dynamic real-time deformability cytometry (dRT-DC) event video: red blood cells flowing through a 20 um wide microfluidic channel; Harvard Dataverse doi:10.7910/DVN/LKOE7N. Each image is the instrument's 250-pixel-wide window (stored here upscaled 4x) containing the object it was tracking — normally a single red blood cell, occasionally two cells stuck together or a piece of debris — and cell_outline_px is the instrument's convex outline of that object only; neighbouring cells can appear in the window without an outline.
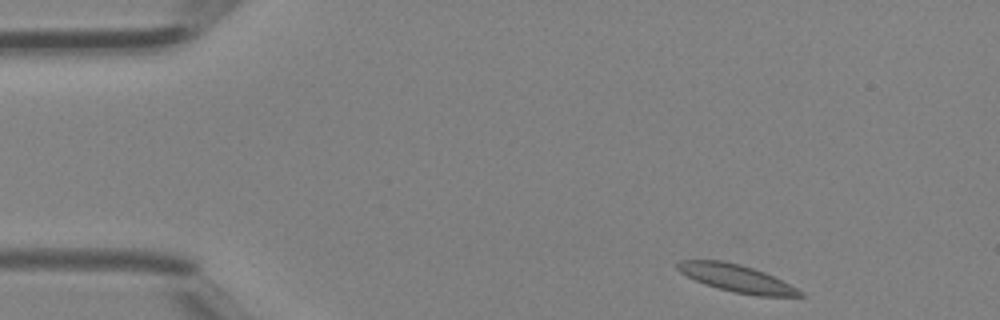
{"species": "Egyptian fruit bat (a non-hibernating species)", "species_latin": "Rousettus aegyptiacus", "temperature_condition": "room temperature", "stored_images_in_passage": 38, "camera_frame_rate_fps": 3000, "um_per_image_px": 0.085, "animal": {"sex": "female"}, "frame": {"image": 1, "passage_image": 1, "time_ms": 0.0, "image_size_px": [1000, 320], "cell_outline_px": [[804, 296], [756, 296], [736, 292], [704, 284], [680, 272], [676, 268], [676, 264], [680, 260], [724, 260], [740, 264], [764, 272], [804, 292]], "centroid_in_image_um": [62.58, 23.64], "position_along_channel_um": 22.4, "area_um2": 19.25}}
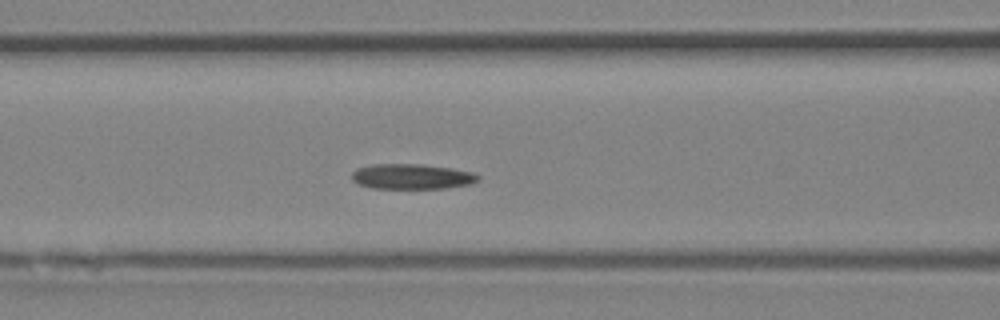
{"frame": {"image": 2, "passage_image": 13, "time_ms": 4.0, "image_size_px": [1000, 320], "cell_outline_px": [[480, 180], [472, 184], [448, 188], [372, 188], [360, 184], [352, 180], [352, 172], [356, 168], [372, 164], [424, 164], [452, 168], [472, 172], [480, 176]], "centroid_in_image_um": [35.04, 15.0], "position_along_channel_um": 131.6, "area_um2": 18.73}}
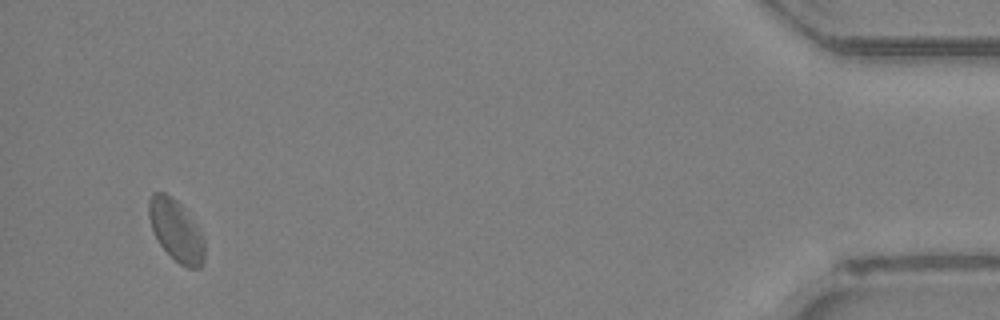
{"frame": {"image": 3, "passage_image": 36, "time_ms": 11.667, "image_size_px": [1000, 320], "cell_outline_px": [[204, 260], [200, 268], [188, 268], [180, 264], [160, 244], [152, 228], [148, 216], [148, 200], [152, 192], [164, 192], [176, 200], [180, 204], [204, 240]], "centroid_in_image_um": [14.93, 19.58], "position_along_channel_um": 420.3, "area_um2": 19.36}}